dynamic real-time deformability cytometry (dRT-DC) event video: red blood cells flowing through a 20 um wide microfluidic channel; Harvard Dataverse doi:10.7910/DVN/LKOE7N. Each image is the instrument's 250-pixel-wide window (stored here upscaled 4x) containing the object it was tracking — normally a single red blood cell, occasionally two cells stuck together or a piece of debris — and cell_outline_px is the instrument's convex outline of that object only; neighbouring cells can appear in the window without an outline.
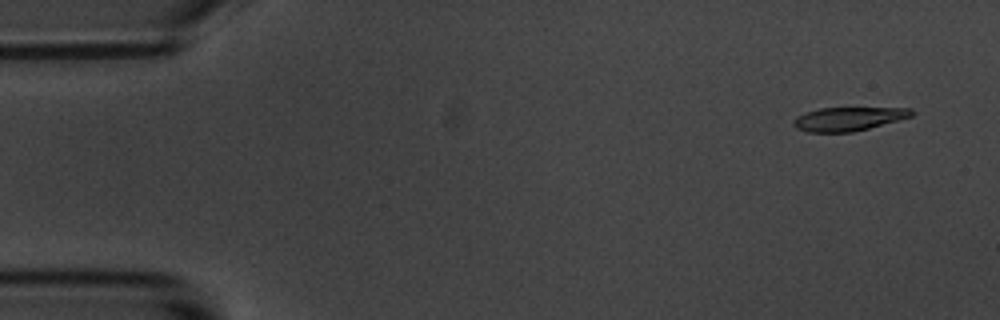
{"species": "common noctule bat (a hibernating species)", "species_latin": "Nyctalus noctula", "temperature_condition": "room temperature", "stored_images_in_passage": 6, "camera_frame_rate_fps": 3000, "um_per_image_px": 0.085, "animal": {"sex": "male", "body_mass_g": 20.1, "forearm_length_mm": 53.5}, "frame": {"image": 1, "passage_image": 1, "time_ms": 0.0, "image_size_px": [1000, 320], "cell_outline_px": [[916, 112], [912, 116], [868, 128], [852, 132], [808, 132], [796, 128], [792, 124], [792, 120], [796, 116], [804, 112], [820, 108], [912, 108]], "centroid_in_image_um": [72.07, 10.1], "position_along_channel_um": 12.9, "area_um2": 16.3}}
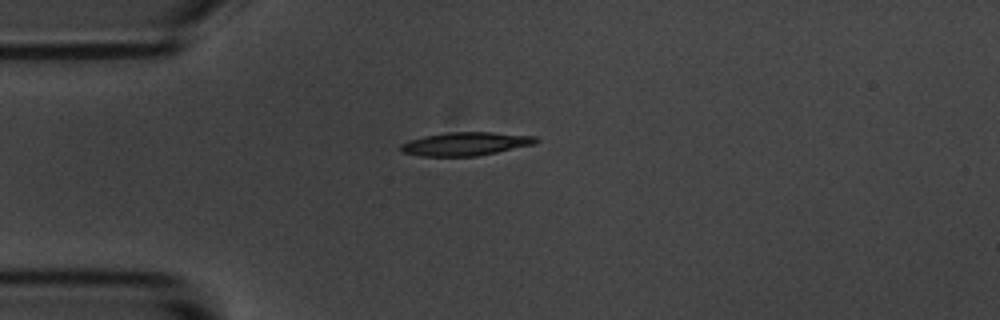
{"frame": {"image": 2, "passage_image": 4, "time_ms": 3.667, "image_size_px": [1000, 320], "cell_outline_px": [[540, 140], [536, 144], [476, 156], [420, 156], [400, 152], [400, 144], [408, 140], [448, 132], [492, 132], [536, 136]], "centroid_in_image_um": [39.59, 12.23], "position_along_channel_um": 45.4, "area_um2": 18.44}}